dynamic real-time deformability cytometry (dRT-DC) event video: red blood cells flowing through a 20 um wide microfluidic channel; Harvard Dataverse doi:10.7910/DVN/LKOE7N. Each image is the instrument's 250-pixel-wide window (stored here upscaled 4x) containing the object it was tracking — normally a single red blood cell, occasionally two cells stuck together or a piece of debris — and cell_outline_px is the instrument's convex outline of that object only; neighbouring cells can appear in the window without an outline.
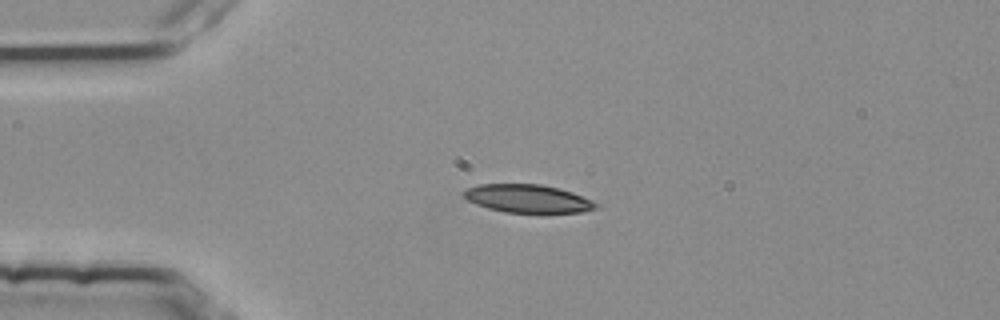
{"species": "common noctule bat (a hibernating species)", "species_latin": "Nyctalus noctula", "temperature_condition": "room temperature", "stored_images_in_passage": 3, "camera_frame_rate_fps": 3000, "um_per_image_px": 0.085, "animal": {"sex": "female", "body_mass_g": 25.1}, "frame": {"image": 1, "passage_image": 2, "time_ms": 0.333, "image_size_px": [1000, 320], "cell_outline_px": [[600, 204], [596, 208], [584, 212], [504, 212], [488, 208], [476, 204], [468, 200], [464, 196], [464, 192], [468, 188], [480, 184], [540, 184], [572, 192], [592, 200]], "centroid_in_image_um": [44.88, 16.88], "position_along_channel_um": 40.1, "area_um2": 21.39}}
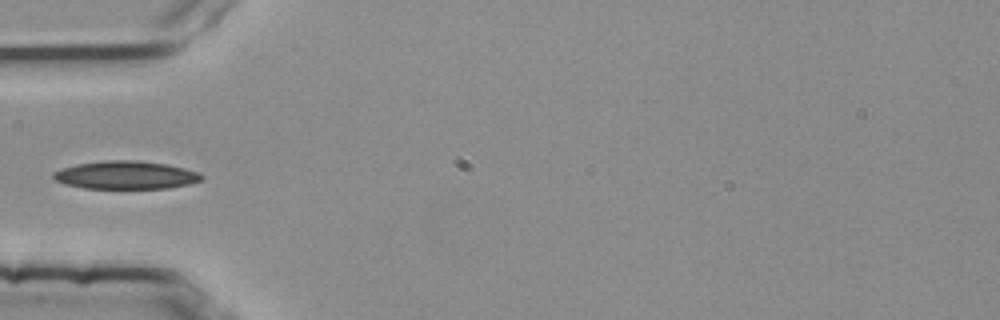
{"frame": {"image": 2, "passage_image": 3, "time_ms": 0.667, "image_size_px": [1000, 320], "cell_outline_px": [[204, 180], [188, 184], [168, 188], [84, 188], [64, 184], [56, 180], [52, 176], [52, 172], [60, 168], [76, 164], [104, 160], [136, 160], [164, 164], [184, 168], [196, 172], [204, 176]], "centroid_in_image_um": [10.65, 14.88], "position_along_channel_um": 74.3, "area_um2": 24.22}}